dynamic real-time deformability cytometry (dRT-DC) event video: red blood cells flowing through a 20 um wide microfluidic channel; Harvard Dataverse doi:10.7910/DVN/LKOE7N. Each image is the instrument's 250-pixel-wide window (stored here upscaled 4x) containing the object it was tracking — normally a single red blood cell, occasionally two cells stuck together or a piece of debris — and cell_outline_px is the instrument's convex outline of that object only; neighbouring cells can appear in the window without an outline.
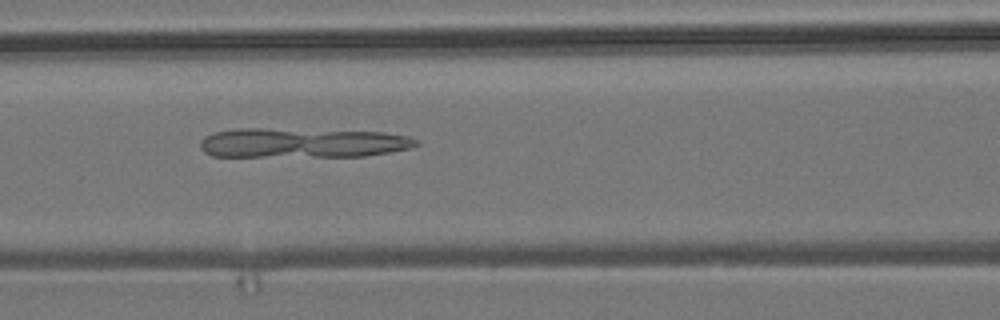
{"species": "common noctule bat (a hibernating species)", "species_latin": "Nyctalus noctula", "temperature_condition": "room temperature", "stored_images_in_passage": 51, "camera_frame_rate_fps": 3000, "um_per_image_px": 0.085, "animal": {"sex": "male", "body_mass_g": 19.2, "forearm_length_mm": 51.8}, "frame": {"image": 1, "passage_image": 23, "time_ms": 7.333, "image_size_px": [1000, 320], "cell_outline_px": [[420, 144], [412, 148], [392, 152], [364, 156], [212, 156], [204, 152], [200, 148], [200, 140], [204, 136], [216, 132], [240, 128], [264, 128], [384, 132], [408, 136], [420, 140]], "centroid_in_image_um": [25.74, 12.14], "position_along_channel_um": 140.9, "area_um2": 37.57}}
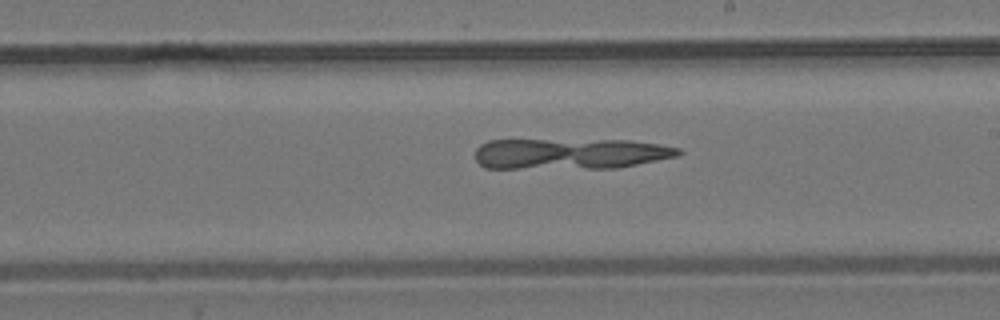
{"frame": {"image": 2, "passage_image": 31, "time_ms": 10.0, "image_size_px": [1000, 320], "cell_outline_px": [[684, 152], [680, 156], [616, 168], [484, 168], [476, 160], [476, 148], [480, 144], [488, 140], [632, 140], [660, 144], [680, 148]], "centroid_in_image_um": [48.51, 13.06], "position_along_channel_um": 240.5, "area_um2": 36.82}}
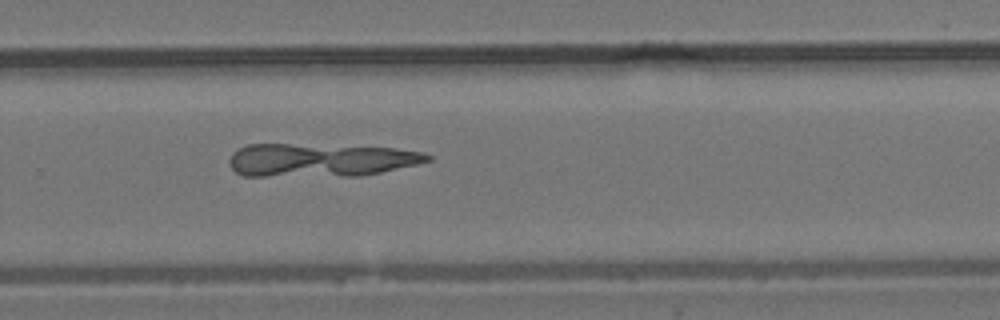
{"frame": {"image": 3, "passage_image": 36, "time_ms": 11.667, "image_size_px": [1000, 320], "cell_outline_px": [[432, 160], [416, 164], [380, 172], [360, 176], [244, 176], [236, 172], [228, 164], [228, 160], [232, 152], [248, 144], [288, 144], [396, 148], [424, 152], [432, 156]], "centroid_in_image_um": [27.21, 13.61], "position_along_channel_um": 302.6, "area_um2": 38.44}}